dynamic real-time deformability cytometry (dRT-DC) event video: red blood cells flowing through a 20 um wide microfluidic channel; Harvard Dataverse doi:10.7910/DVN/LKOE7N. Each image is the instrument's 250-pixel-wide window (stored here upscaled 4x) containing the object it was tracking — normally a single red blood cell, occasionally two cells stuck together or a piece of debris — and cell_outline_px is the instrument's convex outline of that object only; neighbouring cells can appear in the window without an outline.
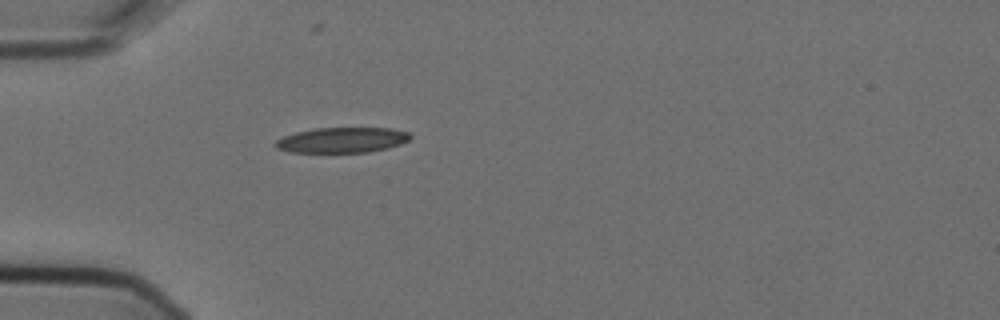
{"species": "Egyptian fruit bat (a non-hibernating species)", "species_latin": "Rousettus aegyptiacus", "temperature_condition": "cold", "stored_images_in_passage": 1, "camera_frame_rate_fps": 3000, "um_per_image_px": 0.085, "animal": {"sex": "female"}, "frame": {"image": 1, "passage_image": 1, "time_ms": 0.0, "image_size_px": [1000, 320], "cell_outline_px": [[412, 136], [408, 140], [400, 144], [388, 148], [368, 152], [288, 152], [276, 148], [272, 144], [276, 140], [284, 136], [296, 132], [316, 128], [392, 128], [408, 132]], "centroid_in_image_um": [29.06, 11.9], "position_along_channel_um": 55.9, "area_um2": 19.94}}